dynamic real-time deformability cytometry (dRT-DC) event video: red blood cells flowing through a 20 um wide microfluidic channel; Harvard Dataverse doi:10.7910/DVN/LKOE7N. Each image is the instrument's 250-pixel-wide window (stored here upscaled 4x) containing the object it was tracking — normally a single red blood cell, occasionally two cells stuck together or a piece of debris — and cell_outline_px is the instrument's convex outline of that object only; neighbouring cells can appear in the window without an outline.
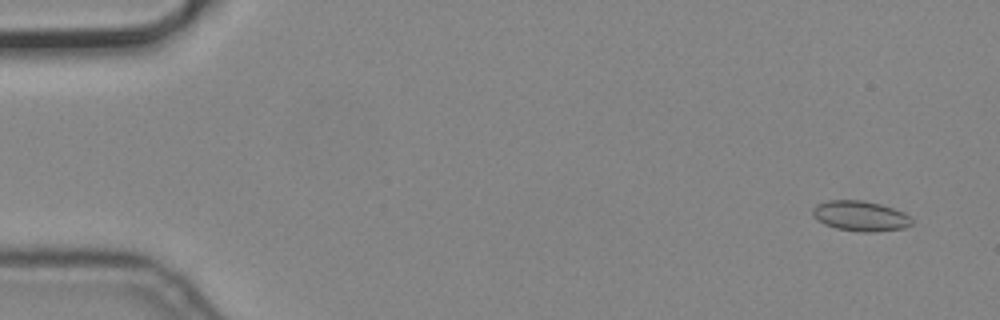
{"species": "common noctule bat (a hibernating species)", "species_latin": "Nyctalus noctula", "temperature_condition": "cold", "stored_images_in_passage": 5, "camera_frame_rate_fps": 3000, "um_per_image_px": 0.085, "animal": {"sex": "male", "body_mass_g": 19.2, "forearm_length_mm": 51.8}, "frame": {"image": 1, "passage_image": 1, "time_ms": 0.0, "image_size_px": [1000, 320], "cell_outline_px": [[912, 224], [904, 228], [872, 232], [860, 232], [836, 228], [824, 224], [816, 220], [812, 212], [812, 208], [816, 204], [828, 200], [864, 200], [880, 204], [904, 212], [912, 220]], "centroid_in_image_um": [73.1, 18.35], "position_along_channel_um": 11.9, "area_um2": 17.51}}
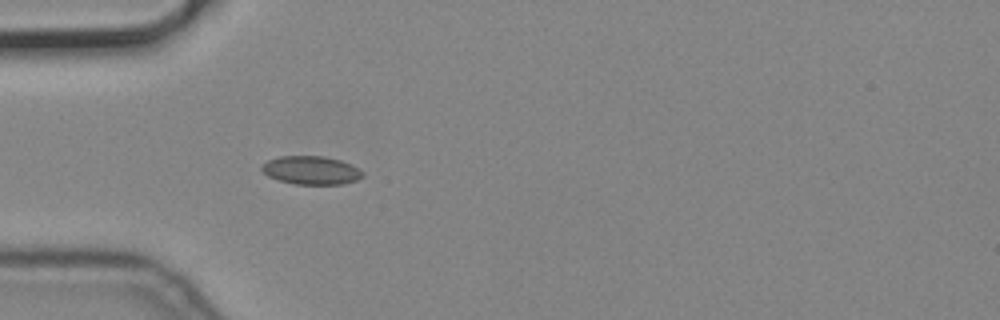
{"frame": {"image": 2, "passage_image": 5, "time_ms": 1.333, "image_size_px": [1000, 320], "cell_outline_px": [[364, 176], [356, 180], [340, 184], [296, 184], [280, 180], [268, 176], [260, 168], [260, 164], [268, 160], [280, 156], [324, 156], [340, 160], [352, 164], [364, 172]], "centroid_in_image_um": [26.45, 14.46], "position_along_channel_um": 58.6, "area_um2": 16.7}}